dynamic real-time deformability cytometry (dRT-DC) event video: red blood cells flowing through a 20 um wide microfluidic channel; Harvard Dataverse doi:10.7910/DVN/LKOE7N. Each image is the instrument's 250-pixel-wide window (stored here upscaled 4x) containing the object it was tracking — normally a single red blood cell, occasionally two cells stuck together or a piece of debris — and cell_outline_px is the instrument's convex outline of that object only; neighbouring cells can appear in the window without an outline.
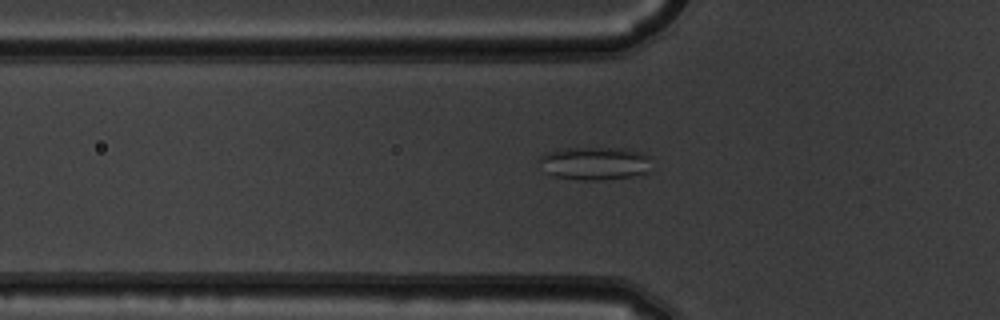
{"species": "common noctule bat (a hibernating species)", "species_latin": "Nyctalus noctula", "temperature_condition": "warm", "stored_images_in_passage": 41, "camera_frame_rate_fps": 3000, "um_per_image_px": 0.085, "animal": {"sex": "male", "body_mass_g": 19.5, "forearm_length_mm": 54.6}, "frame": {"image": 1, "passage_image": 9, "time_ms": 2.667, "image_size_px": [1000, 320], "cell_outline_px": [[652, 156], [648, 172], [632, 176], [604, 180], [580, 180], [556, 176], [544, 172], [536, 160], [540, 156], [548, 152], [564, 148], [628, 148]], "centroid_in_image_um": [50.55, 13.88], "position_along_channel_um": 75.2, "area_um2": 22.02}}
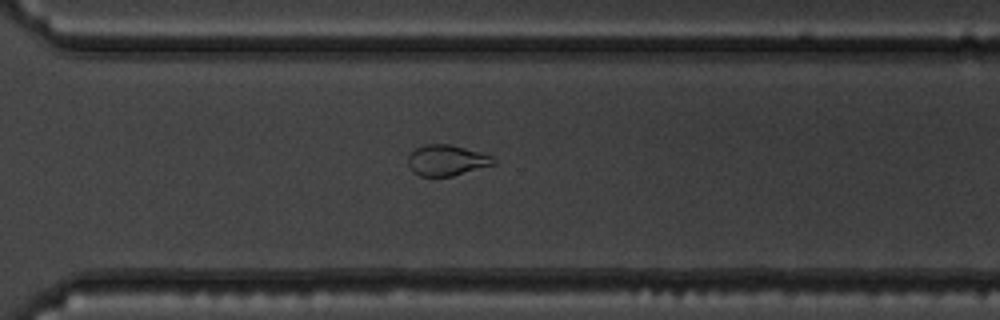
{"frame": {"image": 2, "passage_image": 29, "time_ms": 9.333, "image_size_px": [1000, 320], "cell_outline_px": [[496, 164], [452, 176], [420, 176], [412, 172], [408, 164], [408, 156], [416, 148], [428, 144], [452, 144], [480, 152], [492, 156], [496, 160]], "centroid_in_image_um": [37.98, 13.63], "position_along_channel_um": 332.6, "area_um2": 15.37}}
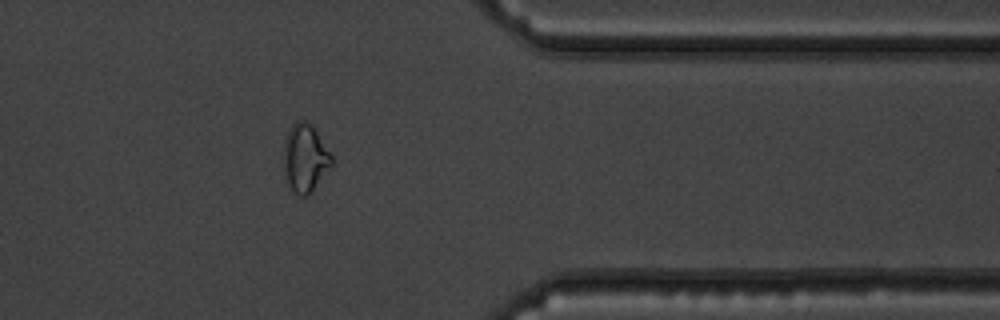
{"frame": {"image": 3, "passage_image": 34, "time_ms": 11.0, "image_size_px": [1000, 320], "cell_outline_px": [[332, 164], [312, 192], [308, 196], [296, 196], [288, 184], [284, 176], [284, 140], [292, 124], [296, 120], [308, 120], [312, 124], [332, 156]], "centroid_in_image_um": [25.91, 13.44], "position_along_channel_um": 385.5, "area_um2": 19.19}}